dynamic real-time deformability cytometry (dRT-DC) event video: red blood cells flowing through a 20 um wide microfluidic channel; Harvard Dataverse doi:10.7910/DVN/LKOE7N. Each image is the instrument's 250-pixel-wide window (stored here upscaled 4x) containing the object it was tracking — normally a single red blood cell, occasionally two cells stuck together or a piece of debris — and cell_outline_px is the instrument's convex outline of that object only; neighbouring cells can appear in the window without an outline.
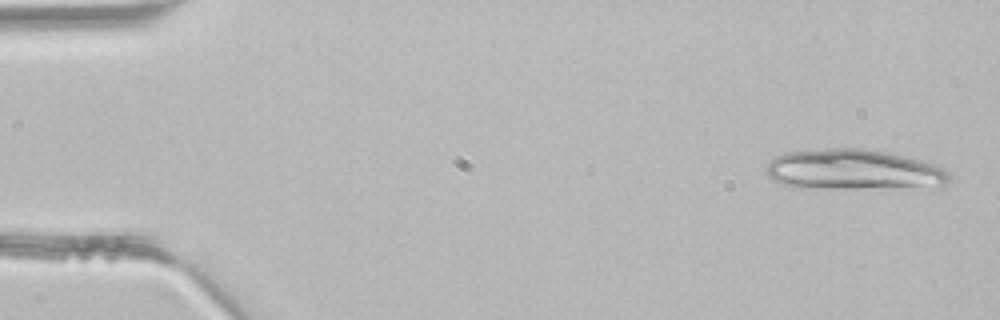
{"species": "common noctule bat (a hibernating species)", "species_latin": "Nyctalus noctula", "temperature_condition": "room temperature", "stored_images_in_passage": 4, "camera_frame_rate_fps": 3000, "um_per_image_px": 0.085, "animal": {"sex": "male", "body_mass_g": 21.5, "forearm_length_mm": 52.0}, "frame": {"image": 1, "passage_image": 1, "time_ms": 0.0, "image_size_px": [1000, 320], "cell_outline_px": [[952, 172], [948, 180], [940, 188], [824, 188], [784, 184], [768, 176], [768, 164], [776, 156], [784, 152], [828, 148], [864, 148], [932, 160]], "centroid_in_image_um": [72.77, 14.41], "position_along_channel_um": 12.2, "area_um2": 43.87}}